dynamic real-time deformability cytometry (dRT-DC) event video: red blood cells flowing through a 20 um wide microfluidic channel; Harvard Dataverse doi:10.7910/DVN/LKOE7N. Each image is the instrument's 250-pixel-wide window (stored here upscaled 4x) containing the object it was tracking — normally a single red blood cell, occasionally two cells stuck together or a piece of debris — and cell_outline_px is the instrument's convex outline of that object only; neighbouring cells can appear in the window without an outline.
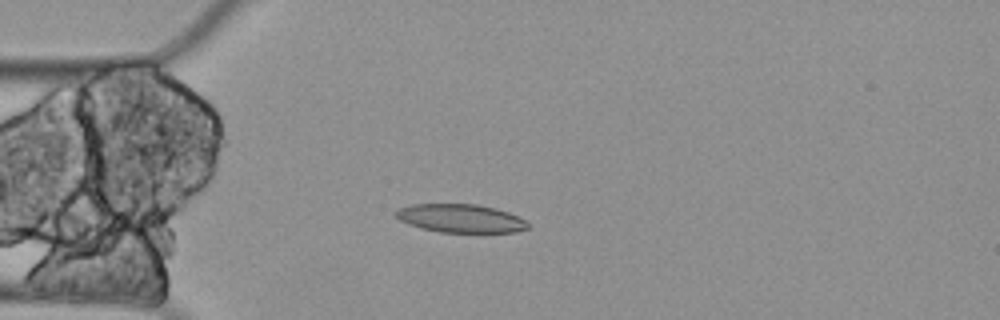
{"species": "Egyptian fruit bat (a non-hibernating species)", "species_latin": "Rousettus aegyptiacus", "temperature_condition": "cold", "stored_images_in_passage": 3, "camera_frame_rate_fps": 3000, "um_per_image_px": 0.085, "animal": {"sex": "female"}, "frame": {"image": 1, "passage_image": 3, "time_ms": 0.667, "image_size_px": [1000, 320], "cell_outline_px": [[528, 228], [516, 232], [440, 232], [420, 228], [408, 224], [400, 220], [392, 212], [396, 208], [408, 204], [476, 204], [496, 208], [508, 212], [524, 220], [528, 224]], "centroid_in_image_um": [39.07, 18.55], "position_along_channel_um": 45.9, "area_um2": 21.96}}